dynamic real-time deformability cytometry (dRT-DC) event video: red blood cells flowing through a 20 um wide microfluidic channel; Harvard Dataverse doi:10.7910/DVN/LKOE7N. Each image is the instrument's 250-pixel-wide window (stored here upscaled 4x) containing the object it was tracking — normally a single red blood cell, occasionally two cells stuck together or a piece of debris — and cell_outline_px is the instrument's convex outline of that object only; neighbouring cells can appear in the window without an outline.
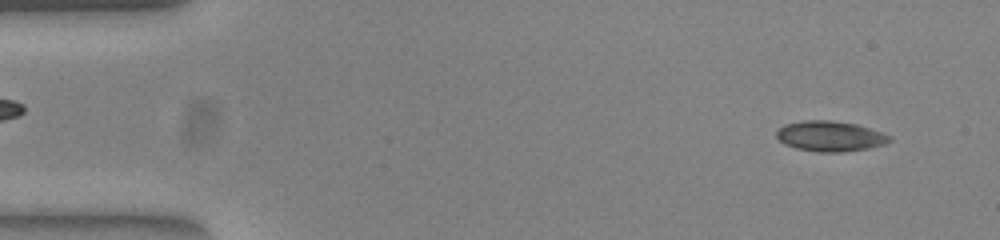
{"species": "common noctule bat (a hibernating species)", "species_latin": "Nyctalus noctula", "temperature_condition": "warm", "stored_images_in_passage": 51, "camera_frame_rate_fps": 3000, "um_per_image_px": 0.085, "animal": {"sex": "female", "body_mass_g": 23.0, "forearm_length_mm": 53.4}, "frame": {"image": 1, "passage_image": 3, "time_ms": 0.667, "image_size_px": [1000, 240], "cell_outline_px": [[892, 140], [884, 144], [868, 148], [840, 152], [816, 152], [796, 148], [784, 144], [776, 136], [776, 132], [784, 124], [804, 120], [832, 120], [856, 124], [892, 136]], "centroid_in_image_um": [70.54, 11.57], "position_along_channel_um": 14.5, "area_um2": 19.94}}
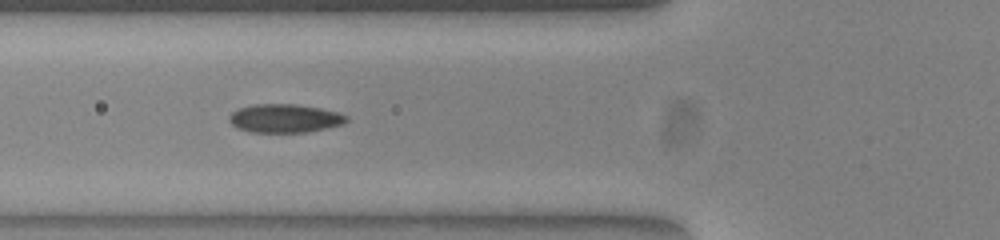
{"frame": {"image": 2, "passage_image": 18, "time_ms": 5.667, "image_size_px": [1000, 240], "cell_outline_px": [[348, 120], [344, 124], [308, 132], [248, 132], [236, 128], [228, 120], [228, 116], [232, 112], [240, 108], [252, 104], [296, 104], [320, 108], [340, 112], [348, 116]], "centroid_in_image_um": [24.21, 10.06], "position_along_channel_um": 101.6, "area_um2": 19.71}}
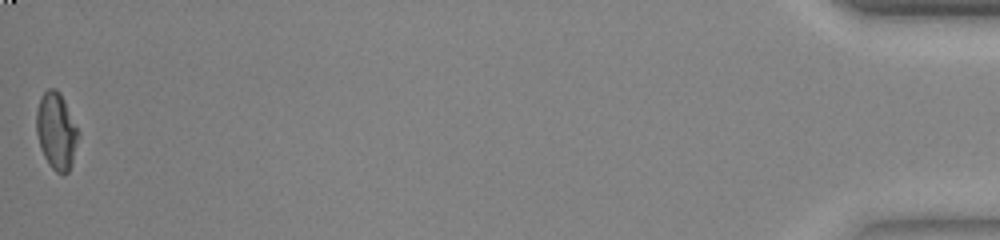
{"frame": {"image": 3, "passage_image": 51, "time_ms": 16.667, "image_size_px": [1000, 240], "cell_outline_px": [[80, 132], [72, 164], [68, 172], [64, 176], [56, 172], [52, 168], [44, 156], [40, 148], [36, 132], [36, 112], [40, 96], [48, 88], [56, 88], [60, 92]], "centroid_in_image_um": [4.79, 11.14], "position_along_channel_um": 430.4, "area_um2": 19.02}, "authors_computed_cell_mechanics": {"area_um2": 19.2474, "velocity_mm_per_s": 3.9121, "shape_relaxation_time_tau1_ms": null, "shape_relaxation_time_tau2_ms": 1.7611, "deformation_change_tau1": null, "deformation_change_tau2": 0.062}}